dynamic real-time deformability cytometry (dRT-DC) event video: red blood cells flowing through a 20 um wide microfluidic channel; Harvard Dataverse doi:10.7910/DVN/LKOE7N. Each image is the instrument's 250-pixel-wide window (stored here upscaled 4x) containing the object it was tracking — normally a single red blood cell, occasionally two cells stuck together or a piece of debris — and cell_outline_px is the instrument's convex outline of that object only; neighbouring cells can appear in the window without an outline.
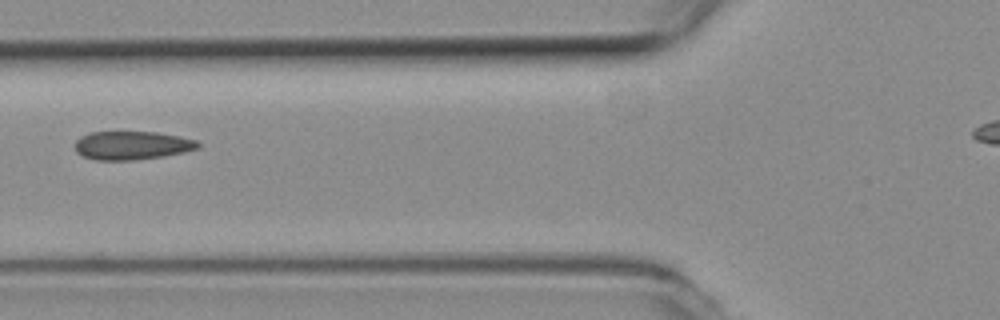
{"species": "common noctule bat (a hibernating species)", "species_latin": "Nyctalus noctula", "temperature_condition": "room temperature", "stored_images_in_passage": 6, "camera_frame_rate_fps": 3000, "um_per_image_px": 0.085, "animal": {"sex": "female", "body_mass_g": 19.3, "forearm_length_mm": 54.1}, "frame": {"image": 1, "passage_image": 5, "time_ms": 1.333, "image_size_px": [1000, 320], "cell_outline_px": [[200, 148], [184, 152], [164, 156], [132, 160], [96, 160], [84, 156], [76, 152], [76, 140], [80, 136], [92, 132], [156, 132], [180, 136], [196, 140], [200, 144]], "centroid_in_image_um": [11.24, 12.36], "position_along_channel_um": 114.6, "area_um2": 20.4}}
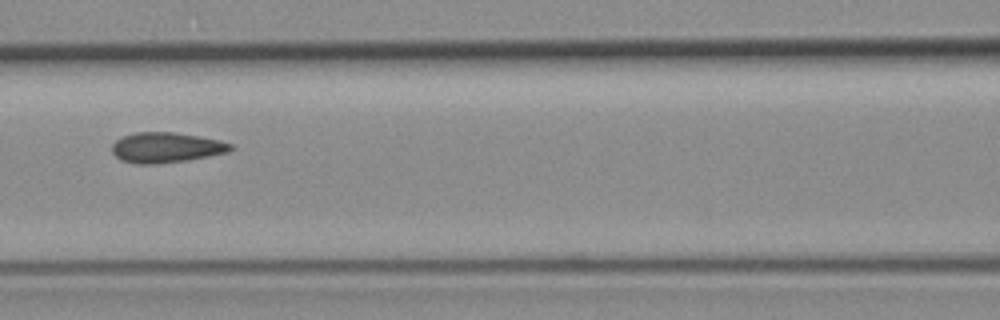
{"frame": {"image": 2, "passage_image": 6, "time_ms": 1.667, "image_size_px": [1000, 320], "cell_outline_px": [[232, 148], [228, 152], [188, 160], [156, 164], [136, 164], [120, 160], [112, 152], [112, 144], [116, 140], [124, 136], [136, 132], [172, 132], [220, 140], [232, 144]], "centroid_in_image_um": [14.09, 12.55], "position_along_channel_um": 152.5, "area_um2": 20.81}}